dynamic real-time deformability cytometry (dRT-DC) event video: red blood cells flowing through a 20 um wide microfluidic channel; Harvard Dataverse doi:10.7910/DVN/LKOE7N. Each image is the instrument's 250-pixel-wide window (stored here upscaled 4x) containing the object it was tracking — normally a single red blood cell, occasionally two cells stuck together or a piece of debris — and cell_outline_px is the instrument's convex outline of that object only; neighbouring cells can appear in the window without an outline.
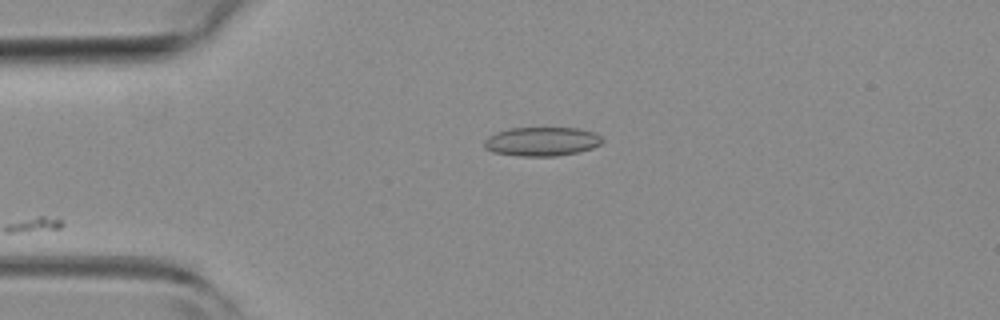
{"species": "common noctule bat (a hibernating species)", "species_latin": "Nyctalus noctula", "temperature_condition": "room temperature", "stored_images_in_passage": 41, "camera_frame_rate_fps": 3000, "um_per_image_px": 0.085, "animal": {"sex": "female", "body_mass_g": 19.3, "forearm_length_mm": 54.1}, "frame": {"image": 1, "passage_image": 1, "time_ms": 0.0, "image_size_px": [1000, 320], "cell_outline_px": [[604, 140], [600, 144], [592, 148], [576, 152], [556, 156], [520, 156], [492, 152], [484, 148], [484, 140], [488, 136], [496, 132], [508, 128], [576, 128], [596, 132]], "centroid_in_image_um": [46.03, 12.02], "position_along_channel_um": 39.0, "area_um2": 20.0}}
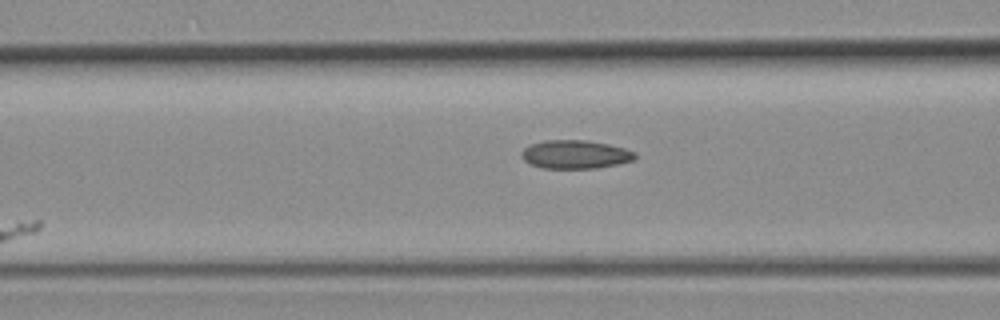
{"frame": {"image": 2, "passage_image": 9, "time_ms": 2.667, "image_size_px": [1000, 320], "cell_outline_px": [[636, 156], [632, 160], [616, 164], [596, 168], [544, 168], [528, 164], [520, 156], [520, 152], [528, 144], [544, 140], [588, 140], [608, 144], [624, 148], [636, 152]], "centroid_in_image_um": [48.84, 13.11], "position_along_channel_um": 117.8, "area_um2": 18.96}}
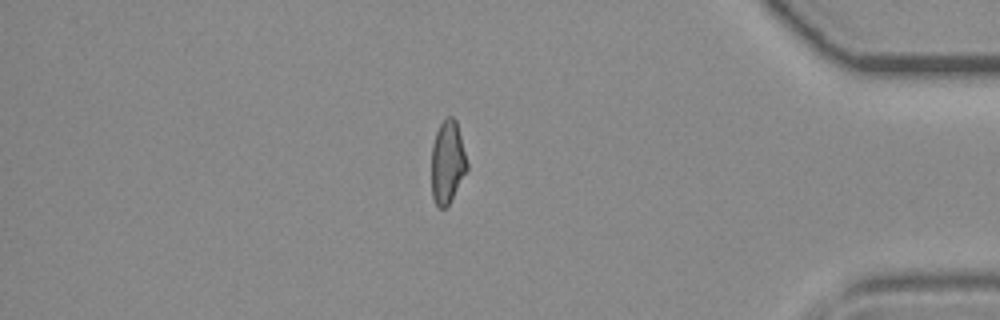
{"frame": {"image": 3, "passage_image": 33, "time_ms": 10.667, "image_size_px": [1000, 320], "cell_outline_px": [[468, 168], [448, 204], [444, 208], [440, 208], [436, 204], [432, 196], [432, 144], [436, 132], [440, 124], [448, 116], [452, 116], [456, 120], [468, 164]], "centroid_in_image_um": [38.03, 13.76], "position_along_channel_um": 397.2, "area_um2": 16.88}}